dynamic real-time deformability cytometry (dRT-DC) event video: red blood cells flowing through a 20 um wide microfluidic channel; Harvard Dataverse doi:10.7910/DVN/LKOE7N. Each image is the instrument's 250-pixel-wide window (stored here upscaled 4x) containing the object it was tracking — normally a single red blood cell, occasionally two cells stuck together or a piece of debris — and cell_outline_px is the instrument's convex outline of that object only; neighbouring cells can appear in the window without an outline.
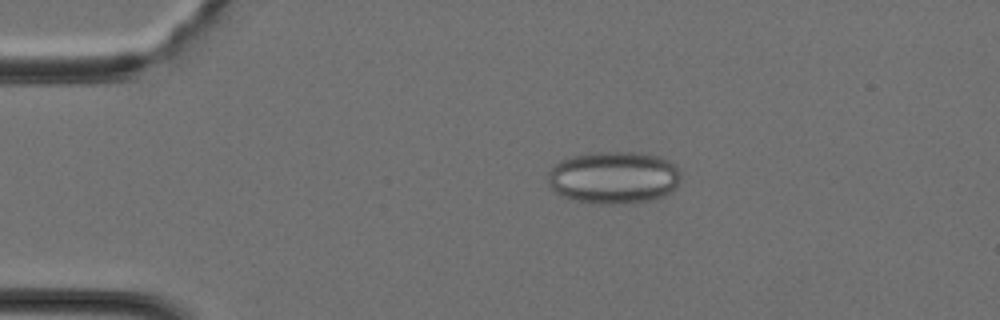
{"species": "Egyptian fruit bat (a non-hibernating species)", "species_latin": "Rousettus aegyptiacus", "temperature_condition": "cold", "stored_images_in_passage": 40, "camera_frame_rate_fps": 3000, "um_per_image_px": 0.085, "animal": {"sex": "female"}, "frame": {"image": 1, "passage_image": 8, "time_ms": 2.333, "image_size_px": [1000, 320], "cell_outline_px": [[680, 180], [676, 188], [672, 192], [664, 196], [652, 200], [616, 204], [604, 204], [572, 200], [556, 192], [548, 184], [548, 172], [552, 164], [560, 160], [572, 156], [596, 152], [640, 152], [660, 156], [676, 164], [680, 168]], "centroid_in_image_um": [52.19, 15.08], "position_along_channel_um": 32.8, "area_um2": 41.15}}
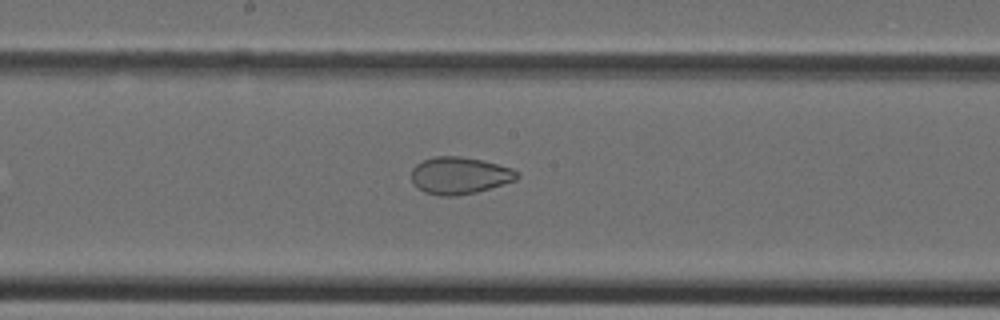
{"frame": {"image": 2, "passage_image": 21, "time_ms": 6.667, "image_size_px": [1000, 320], "cell_outline_px": [[520, 176], [516, 180], [476, 192], [456, 196], [440, 196], [424, 192], [412, 184], [412, 168], [416, 164], [432, 156], [460, 156], [480, 160], [512, 168], [520, 172]], "centroid_in_image_um": [39.05, 14.92], "position_along_channel_um": 209.2, "area_um2": 22.89}}
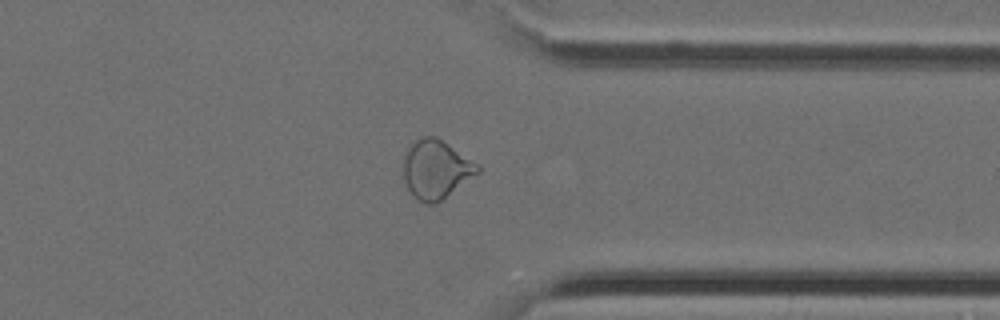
{"frame": {"image": 3, "passage_image": 31, "time_ms": 10.0, "image_size_px": [1000, 320], "cell_outline_px": [[480, 172], [436, 204], [424, 204], [416, 200], [408, 188], [404, 180], [404, 156], [408, 148], [416, 140], [424, 136], [436, 136], [480, 164]], "centroid_in_image_um": [37.08, 14.41], "position_along_channel_um": 374.3, "area_um2": 25.49}}